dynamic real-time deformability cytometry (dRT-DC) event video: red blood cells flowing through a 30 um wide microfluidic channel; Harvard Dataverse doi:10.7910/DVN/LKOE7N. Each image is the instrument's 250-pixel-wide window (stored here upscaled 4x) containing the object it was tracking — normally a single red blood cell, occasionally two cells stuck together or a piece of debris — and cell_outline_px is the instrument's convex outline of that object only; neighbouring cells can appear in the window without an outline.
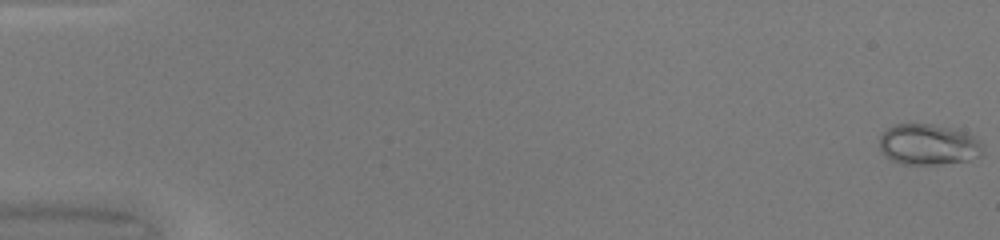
{"species": "common noctule bat (a hibernating species)", "species_latin": "Nyctalus noctula", "temperature_condition": "warm", "stored_images_in_passage": 50, "camera_frame_rate_fps": 3000, "um_per_image_px": 0.085, "animal": {"sex": "female", "body_mass_g": 20.0, "forearm_length_mm": 54.0}, "frame": {"image": 1, "passage_image": 1, "time_ms": 0.0, "image_size_px": [1000, 240], "cell_outline_px": [[984, 156], [968, 160], [940, 164], [900, 164], [884, 156], [880, 152], [880, 136], [888, 128], [896, 124], [932, 124], [968, 132], [976, 136], [984, 144]], "centroid_in_image_um": [78.97, 12.29], "position_along_channel_um": 6.0, "area_um2": 25.09}}
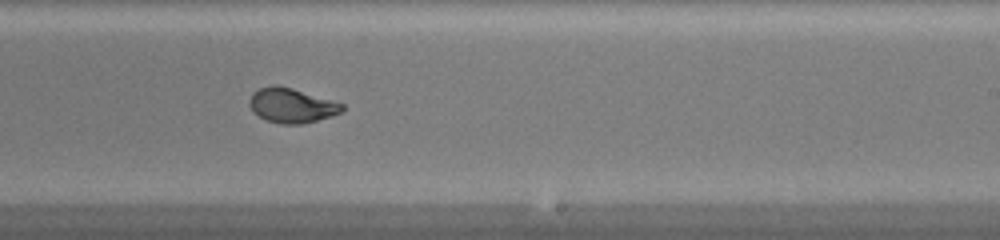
{"frame": {"image": 2, "passage_image": 32, "time_ms": 10.333, "image_size_px": [1000, 240], "cell_outline_px": [[344, 108], [340, 112], [332, 116], [300, 124], [280, 124], [268, 120], [252, 112], [248, 104], [248, 100], [252, 92], [260, 88], [292, 88], [344, 104]], "centroid_in_image_um": [24.78, 9.0], "position_along_channel_um": 264.2, "area_um2": 18.15}}
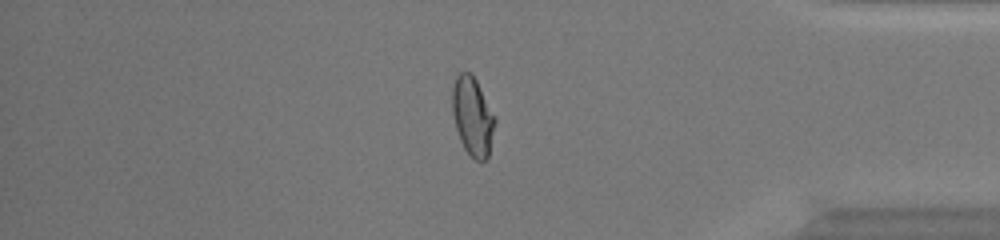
{"frame": {"image": 3, "passage_image": 43, "time_ms": 14.0, "image_size_px": [1000, 240], "cell_outline_px": [[496, 120], [488, 156], [484, 160], [476, 160], [464, 148], [460, 140], [456, 128], [452, 112], [452, 88], [456, 76], [460, 72], [472, 72], [496, 116]], "centroid_in_image_um": [40.17, 9.84], "position_along_channel_um": 395.0, "area_um2": 19.59}, "authors_computed_cell_mechanics": {"area_um2": 19.7098, "velocity_mm_per_s": 4.2321, "shape_relaxation_time_tau1_ms": 6.0355, "shape_relaxation_time_tau2_ms": null, "deformation_change_tau1": 0.2419, "deformation_change_tau2": null}}